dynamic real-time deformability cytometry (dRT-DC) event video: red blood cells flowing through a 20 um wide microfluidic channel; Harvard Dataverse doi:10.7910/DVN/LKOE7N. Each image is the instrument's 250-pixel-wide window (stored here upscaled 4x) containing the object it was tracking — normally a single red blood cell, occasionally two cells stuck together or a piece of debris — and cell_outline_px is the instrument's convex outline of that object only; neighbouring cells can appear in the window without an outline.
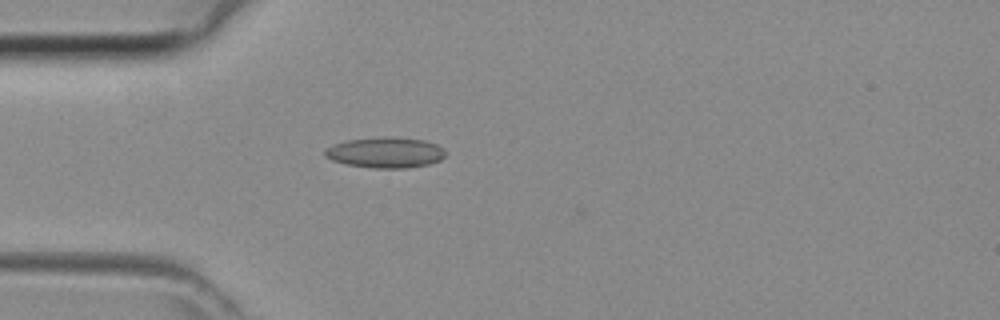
{"species": "common noctule bat (a hibernating species)", "species_latin": "Nyctalus noctula", "temperature_condition": "room temperature", "stored_images_in_passage": 33, "camera_frame_rate_fps": 3000, "um_per_image_px": 0.085, "animal": {"sex": "female", "body_mass_g": 29.2, "forearm_length_mm": 56.3}, "frame": {"image": 1, "passage_image": 3, "time_ms": 0.667, "image_size_px": [1000, 320], "cell_outline_px": [[444, 156], [440, 160], [428, 164], [408, 168], [372, 168], [344, 164], [332, 160], [324, 156], [324, 148], [332, 144], [348, 140], [384, 136], [396, 136], [424, 140], [436, 144], [444, 148]], "centroid_in_image_um": [32.73, 12.95], "position_along_channel_um": 52.3, "area_um2": 21.85}}
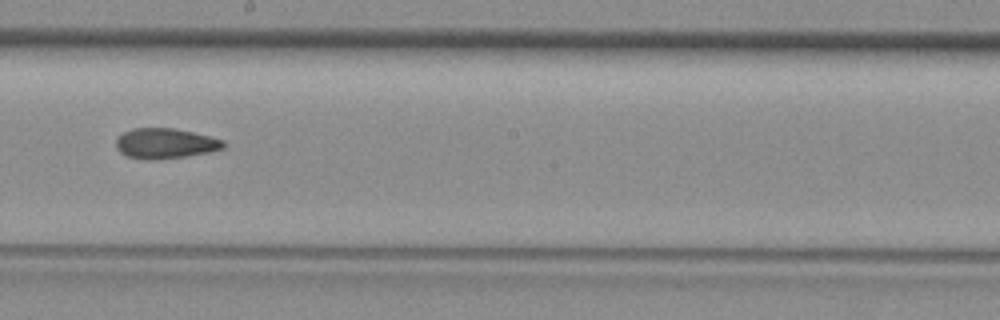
{"frame": {"image": 2, "passage_image": 15, "time_ms": 4.667, "image_size_px": [1000, 320], "cell_outline_px": [[224, 148], [208, 152], [188, 156], [156, 160], [144, 160], [128, 156], [120, 152], [116, 148], [116, 140], [124, 132], [132, 128], [172, 128], [192, 132], [224, 140]], "centroid_in_image_um": [14.03, 12.2], "position_along_channel_um": 234.2, "area_um2": 18.9}}
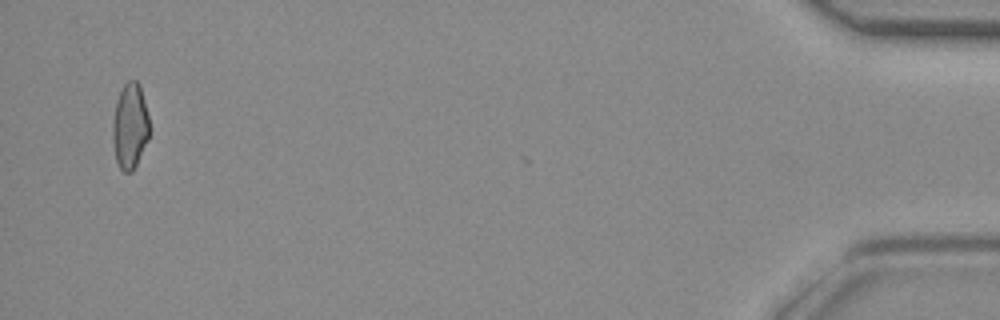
{"frame": {"image": 3, "passage_image": 33, "time_ms": 10.667, "image_size_px": [1000, 320], "cell_outline_px": [[148, 140], [132, 172], [124, 172], [120, 168], [116, 160], [112, 140], [112, 120], [116, 100], [124, 84], [128, 80], [136, 80], [140, 84], [148, 116]], "centroid_in_image_um": [11.02, 10.7], "position_along_channel_um": 424.2, "area_um2": 18.32}}